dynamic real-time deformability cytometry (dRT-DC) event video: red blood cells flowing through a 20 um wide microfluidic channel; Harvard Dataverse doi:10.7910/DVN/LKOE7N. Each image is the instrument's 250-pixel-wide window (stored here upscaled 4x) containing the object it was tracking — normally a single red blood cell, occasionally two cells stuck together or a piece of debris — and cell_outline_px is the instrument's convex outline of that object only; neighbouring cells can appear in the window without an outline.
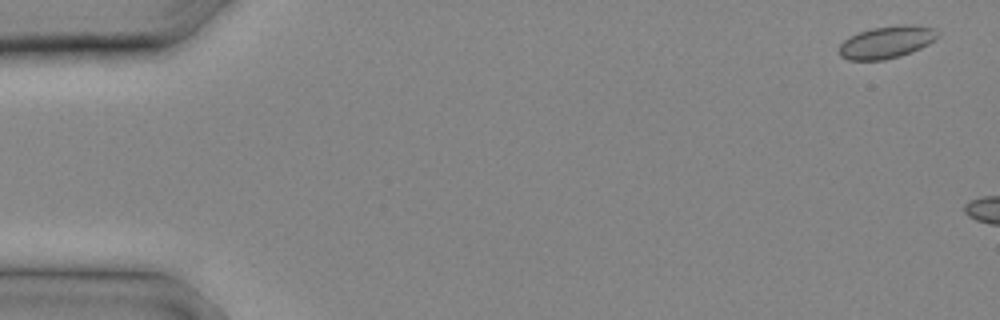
{"species": "common noctule bat (a hibernating species)", "species_latin": "Nyctalus noctula", "temperature_condition": "cold", "stored_images_in_passage": 4, "camera_frame_rate_fps": 3000, "um_per_image_px": 0.085, "animal": {"sex": "male", "body_mass_g": 20.4}, "frame": {"image": 1, "passage_image": 1, "time_ms": 0.0, "image_size_px": [1000, 320], "cell_outline_px": [[940, 36], [936, 40], [912, 52], [900, 56], [884, 60], [848, 60], [840, 56], [840, 44], [848, 36], [872, 28], [900, 24], [912, 24], [936, 28], [940, 32]], "centroid_in_image_um": [75.41, 3.57], "position_along_channel_um": 9.6, "area_um2": 18.84}}